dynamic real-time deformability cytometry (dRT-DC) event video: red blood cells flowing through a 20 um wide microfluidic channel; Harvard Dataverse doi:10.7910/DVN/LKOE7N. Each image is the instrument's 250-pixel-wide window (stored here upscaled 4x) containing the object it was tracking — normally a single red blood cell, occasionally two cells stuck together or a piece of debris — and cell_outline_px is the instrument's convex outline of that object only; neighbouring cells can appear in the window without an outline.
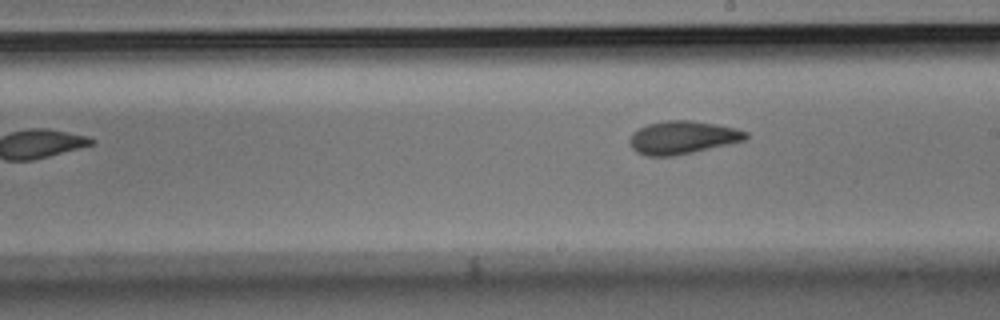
{"species": "Egyptian fruit bat (a non-hibernating species)", "species_latin": "Rousettus aegyptiacus", "temperature_condition": "room temperature", "stored_images_in_passage": 8, "camera_frame_rate_fps": 3000, "um_per_image_px": 0.085, "animal": {"sex": "male"}, "frame": {"image": 1, "passage_image": 8, "time_ms": 2.333, "image_size_px": [1000, 320], "cell_outline_px": [[748, 136], [744, 140], [728, 144], [692, 152], [672, 156], [648, 156], [636, 152], [632, 148], [628, 140], [632, 132], [648, 124], [668, 120], [692, 120], [716, 124], [736, 128], [748, 132]], "centroid_in_image_um": [57.99, 11.68], "position_along_channel_um": 231.0, "area_um2": 22.25}}